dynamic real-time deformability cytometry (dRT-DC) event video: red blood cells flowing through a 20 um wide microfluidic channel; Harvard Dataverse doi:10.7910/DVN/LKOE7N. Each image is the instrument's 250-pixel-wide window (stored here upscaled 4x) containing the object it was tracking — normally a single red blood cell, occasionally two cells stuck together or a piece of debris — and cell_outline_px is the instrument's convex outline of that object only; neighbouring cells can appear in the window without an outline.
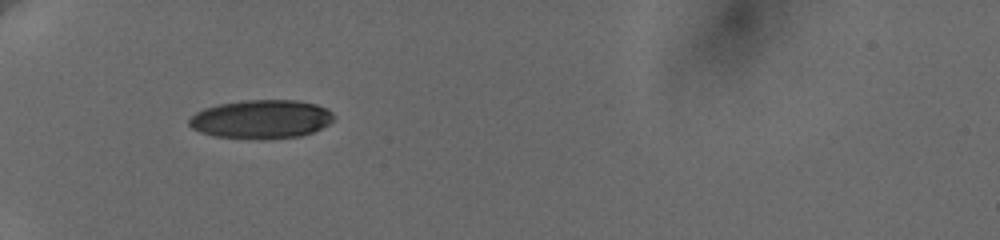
{"species": "human", "species_latin": "Homo sapiens", "temperature_condition": "cold", "stored_images_in_passage": 13, "camera_frame_rate_fps": 3000, "um_per_image_px": 0.085, "donor": {"sex": "female"}, "frame": {"image": 1, "passage_image": 1, "time_ms": 0.0, "image_size_px": [1000, 240], "cell_outline_px": [[332, 120], [328, 124], [312, 132], [300, 136], [264, 140], [260, 140], [216, 136], [200, 132], [192, 128], [188, 124], [188, 120], [196, 112], [204, 108], [220, 104], [240, 100], [296, 100], [316, 104], [328, 108], [332, 112]], "centroid_in_image_um": [22.19, 10.13], "position_along_channel_um": 62.8, "area_um2": 32.77}}
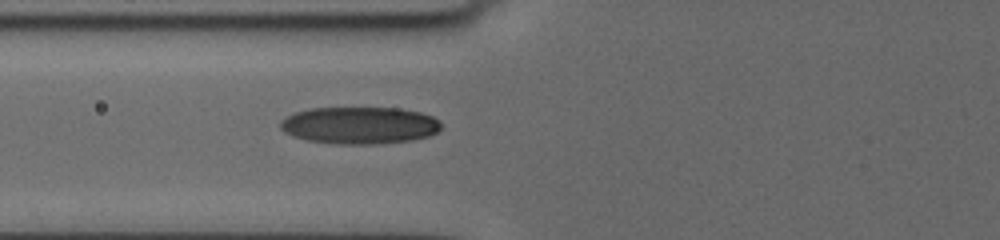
{"frame": {"image": 2, "passage_image": 10, "time_ms": 1.333, "image_size_px": [1000, 240], "cell_outline_px": [[440, 128], [436, 132], [428, 136], [408, 140], [372, 144], [344, 144], [308, 140], [292, 136], [284, 132], [280, 128], [280, 120], [296, 112], [312, 108], [400, 108], [420, 112], [432, 116], [440, 124]], "centroid_in_image_um": [30.53, 10.64], "position_along_channel_um": 95.3, "area_um2": 34.39}}